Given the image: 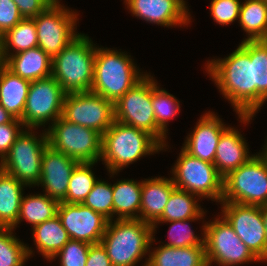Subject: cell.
Listing matches in <instances>:
<instances>
[{
	"instance_id": "cell-24",
	"label": "cell",
	"mask_w": 267,
	"mask_h": 266,
	"mask_svg": "<svg viewBox=\"0 0 267 266\" xmlns=\"http://www.w3.org/2000/svg\"><path fill=\"white\" fill-rule=\"evenodd\" d=\"M148 256L142 266H207L205 246L175 248L160 245Z\"/></svg>"
},
{
	"instance_id": "cell-35",
	"label": "cell",
	"mask_w": 267,
	"mask_h": 266,
	"mask_svg": "<svg viewBox=\"0 0 267 266\" xmlns=\"http://www.w3.org/2000/svg\"><path fill=\"white\" fill-rule=\"evenodd\" d=\"M152 76V107L156 125L166 134L168 122L181 111L179 100L164 89H160Z\"/></svg>"
},
{
	"instance_id": "cell-22",
	"label": "cell",
	"mask_w": 267,
	"mask_h": 266,
	"mask_svg": "<svg viewBox=\"0 0 267 266\" xmlns=\"http://www.w3.org/2000/svg\"><path fill=\"white\" fill-rule=\"evenodd\" d=\"M52 58L40 47H35L4 60V66L15 75L29 81H35L52 76Z\"/></svg>"
},
{
	"instance_id": "cell-40",
	"label": "cell",
	"mask_w": 267,
	"mask_h": 266,
	"mask_svg": "<svg viewBox=\"0 0 267 266\" xmlns=\"http://www.w3.org/2000/svg\"><path fill=\"white\" fill-rule=\"evenodd\" d=\"M20 119H15L11 123L0 124V162L8 154L16 138L25 129Z\"/></svg>"
},
{
	"instance_id": "cell-42",
	"label": "cell",
	"mask_w": 267,
	"mask_h": 266,
	"mask_svg": "<svg viewBox=\"0 0 267 266\" xmlns=\"http://www.w3.org/2000/svg\"><path fill=\"white\" fill-rule=\"evenodd\" d=\"M23 18L33 19L51 3L48 0H13Z\"/></svg>"
},
{
	"instance_id": "cell-30",
	"label": "cell",
	"mask_w": 267,
	"mask_h": 266,
	"mask_svg": "<svg viewBox=\"0 0 267 266\" xmlns=\"http://www.w3.org/2000/svg\"><path fill=\"white\" fill-rule=\"evenodd\" d=\"M239 25L246 32L244 40L267 39V0H245L239 14Z\"/></svg>"
},
{
	"instance_id": "cell-11",
	"label": "cell",
	"mask_w": 267,
	"mask_h": 266,
	"mask_svg": "<svg viewBox=\"0 0 267 266\" xmlns=\"http://www.w3.org/2000/svg\"><path fill=\"white\" fill-rule=\"evenodd\" d=\"M219 217V218H218ZM204 224V245L207 266H237L260 262L221 216Z\"/></svg>"
},
{
	"instance_id": "cell-43",
	"label": "cell",
	"mask_w": 267,
	"mask_h": 266,
	"mask_svg": "<svg viewBox=\"0 0 267 266\" xmlns=\"http://www.w3.org/2000/svg\"><path fill=\"white\" fill-rule=\"evenodd\" d=\"M86 266H112L107 251L101 242L90 245Z\"/></svg>"
},
{
	"instance_id": "cell-21",
	"label": "cell",
	"mask_w": 267,
	"mask_h": 266,
	"mask_svg": "<svg viewBox=\"0 0 267 266\" xmlns=\"http://www.w3.org/2000/svg\"><path fill=\"white\" fill-rule=\"evenodd\" d=\"M175 188L171 177L144 179L141 189L140 220L153 225L162 216L169 196Z\"/></svg>"
},
{
	"instance_id": "cell-44",
	"label": "cell",
	"mask_w": 267,
	"mask_h": 266,
	"mask_svg": "<svg viewBox=\"0 0 267 266\" xmlns=\"http://www.w3.org/2000/svg\"><path fill=\"white\" fill-rule=\"evenodd\" d=\"M16 118L13 117L9 112H7L1 105H0V124L4 123H11Z\"/></svg>"
},
{
	"instance_id": "cell-32",
	"label": "cell",
	"mask_w": 267,
	"mask_h": 266,
	"mask_svg": "<svg viewBox=\"0 0 267 266\" xmlns=\"http://www.w3.org/2000/svg\"><path fill=\"white\" fill-rule=\"evenodd\" d=\"M1 44L4 60L10 55L38 47V36L34 19L23 18L12 29L1 36Z\"/></svg>"
},
{
	"instance_id": "cell-14",
	"label": "cell",
	"mask_w": 267,
	"mask_h": 266,
	"mask_svg": "<svg viewBox=\"0 0 267 266\" xmlns=\"http://www.w3.org/2000/svg\"><path fill=\"white\" fill-rule=\"evenodd\" d=\"M222 204V205H221ZM221 216L262 263L267 261V239L261 206L221 202Z\"/></svg>"
},
{
	"instance_id": "cell-25",
	"label": "cell",
	"mask_w": 267,
	"mask_h": 266,
	"mask_svg": "<svg viewBox=\"0 0 267 266\" xmlns=\"http://www.w3.org/2000/svg\"><path fill=\"white\" fill-rule=\"evenodd\" d=\"M31 81L0 67V105L16 119H21Z\"/></svg>"
},
{
	"instance_id": "cell-2",
	"label": "cell",
	"mask_w": 267,
	"mask_h": 266,
	"mask_svg": "<svg viewBox=\"0 0 267 266\" xmlns=\"http://www.w3.org/2000/svg\"><path fill=\"white\" fill-rule=\"evenodd\" d=\"M162 150V145L148 132L116 120L102 135V155L112 177L143 156Z\"/></svg>"
},
{
	"instance_id": "cell-17",
	"label": "cell",
	"mask_w": 267,
	"mask_h": 266,
	"mask_svg": "<svg viewBox=\"0 0 267 266\" xmlns=\"http://www.w3.org/2000/svg\"><path fill=\"white\" fill-rule=\"evenodd\" d=\"M124 3L132 15L148 23L181 27L191 22L185 0H124Z\"/></svg>"
},
{
	"instance_id": "cell-36",
	"label": "cell",
	"mask_w": 267,
	"mask_h": 266,
	"mask_svg": "<svg viewBox=\"0 0 267 266\" xmlns=\"http://www.w3.org/2000/svg\"><path fill=\"white\" fill-rule=\"evenodd\" d=\"M203 218H191L188 220L180 221H169V222H155L153 227V235L155 234L156 228L160 223H171L169 227L168 238L169 242H166L165 246H171L175 248L190 247V246H205L204 245V224L202 225V235L197 236L191 229L189 222H194Z\"/></svg>"
},
{
	"instance_id": "cell-16",
	"label": "cell",
	"mask_w": 267,
	"mask_h": 266,
	"mask_svg": "<svg viewBox=\"0 0 267 266\" xmlns=\"http://www.w3.org/2000/svg\"><path fill=\"white\" fill-rule=\"evenodd\" d=\"M57 215L70 239L88 244L100 243L108 219L83 204L59 202Z\"/></svg>"
},
{
	"instance_id": "cell-1",
	"label": "cell",
	"mask_w": 267,
	"mask_h": 266,
	"mask_svg": "<svg viewBox=\"0 0 267 266\" xmlns=\"http://www.w3.org/2000/svg\"><path fill=\"white\" fill-rule=\"evenodd\" d=\"M206 71L224 98L230 101L240 122L248 124L253 115V62L238 46L226 58L209 60Z\"/></svg>"
},
{
	"instance_id": "cell-19",
	"label": "cell",
	"mask_w": 267,
	"mask_h": 266,
	"mask_svg": "<svg viewBox=\"0 0 267 266\" xmlns=\"http://www.w3.org/2000/svg\"><path fill=\"white\" fill-rule=\"evenodd\" d=\"M214 113L208 111L201 116L182 146L190 155L210 163H214L219 139L228 127Z\"/></svg>"
},
{
	"instance_id": "cell-48",
	"label": "cell",
	"mask_w": 267,
	"mask_h": 266,
	"mask_svg": "<svg viewBox=\"0 0 267 266\" xmlns=\"http://www.w3.org/2000/svg\"><path fill=\"white\" fill-rule=\"evenodd\" d=\"M51 4H58L60 3L59 0H48Z\"/></svg>"
},
{
	"instance_id": "cell-4",
	"label": "cell",
	"mask_w": 267,
	"mask_h": 266,
	"mask_svg": "<svg viewBox=\"0 0 267 266\" xmlns=\"http://www.w3.org/2000/svg\"><path fill=\"white\" fill-rule=\"evenodd\" d=\"M127 54L96 46L91 92L115 103L147 75L140 72Z\"/></svg>"
},
{
	"instance_id": "cell-46",
	"label": "cell",
	"mask_w": 267,
	"mask_h": 266,
	"mask_svg": "<svg viewBox=\"0 0 267 266\" xmlns=\"http://www.w3.org/2000/svg\"><path fill=\"white\" fill-rule=\"evenodd\" d=\"M266 145H264L262 148L263 150L261 152H259V154L265 159L266 163H267V139H266Z\"/></svg>"
},
{
	"instance_id": "cell-27",
	"label": "cell",
	"mask_w": 267,
	"mask_h": 266,
	"mask_svg": "<svg viewBox=\"0 0 267 266\" xmlns=\"http://www.w3.org/2000/svg\"><path fill=\"white\" fill-rule=\"evenodd\" d=\"M34 244L39 254L50 261L70 240L58 215L32 227Z\"/></svg>"
},
{
	"instance_id": "cell-39",
	"label": "cell",
	"mask_w": 267,
	"mask_h": 266,
	"mask_svg": "<svg viewBox=\"0 0 267 266\" xmlns=\"http://www.w3.org/2000/svg\"><path fill=\"white\" fill-rule=\"evenodd\" d=\"M240 0H212L210 14L219 25H228L239 20Z\"/></svg>"
},
{
	"instance_id": "cell-8",
	"label": "cell",
	"mask_w": 267,
	"mask_h": 266,
	"mask_svg": "<svg viewBox=\"0 0 267 266\" xmlns=\"http://www.w3.org/2000/svg\"><path fill=\"white\" fill-rule=\"evenodd\" d=\"M172 168L171 179L176 188L221 203L224 178L213 163L198 159L182 148Z\"/></svg>"
},
{
	"instance_id": "cell-18",
	"label": "cell",
	"mask_w": 267,
	"mask_h": 266,
	"mask_svg": "<svg viewBox=\"0 0 267 266\" xmlns=\"http://www.w3.org/2000/svg\"><path fill=\"white\" fill-rule=\"evenodd\" d=\"M78 163L77 160L48 145L43 152L40 181L37 186L41 185L48 197L62 202L66 198L69 179Z\"/></svg>"
},
{
	"instance_id": "cell-28",
	"label": "cell",
	"mask_w": 267,
	"mask_h": 266,
	"mask_svg": "<svg viewBox=\"0 0 267 266\" xmlns=\"http://www.w3.org/2000/svg\"><path fill=\"white\" fill-rule=\"evenodd\" d=\"M27 187L0 169V227L13 228L20 212V203Z\"/></svg>"
},
{
	"instance_id": "cell-6",
	"label": "cell",
	"mask_w": 267,
	"mask_h": 266,
	"mask_svg": "<svg viewBox=\"0 0 267 266\" xmlns=\"http://www.w3.org/2000/svg\"><path fill=\"white\" fill-rule=\"evenodd\" d=\"M34 130L25 128L0 162L2 171L15 177L27 187L37 186L39 183L43 152L48 146L46 128L40 136L34 134Z\"/></svg>"
},
{
	"instance_id": "cell-13",
	"label": "cell",
	"mask_w": 267,
	"mask_h": 266,
	"mask_svg": "<svg viewBox=\"0 0 267 266\" xmlns=\"http://www.w3.org/2000/svg\"><path fill=\"white\" fill-rule=\"evenodd\" d=\"M70 10L60 3L51 4L33 18L38 47L52 59L79 35L76 33L79 14Z\"/></svg>"
},
{
	"instance_id": "cell-45",
	"label": "cell",
	"mask_w": 267,
	"mask_h": 266,
	"mask_svg": "<svg viewBox=\"0 0 267 266\" xmlns=\"http://www.w3.org/2000/svg\"><path fill=\"white\" fill-rule=\"evenodd\" d=\"M261 215L264 222V227L266 229V239H267V204L261 206Z\"/></svg>"
},
{
	"instance_id": "cell-37",
	"label": "cell",
	"mask_w": 267,
	"mask_h": 266,
	"mask_svg": "<svg viewBox=\"0 0 267 266\" xmlns=\"http://www.w3.org/2000/svg\"><path fill=\"white\" fill-rule=\"evenodd\" d=\"M82 204L102 214L108 220H113L112 184L98 179Z\"/></svg>"
},
{
	"instance_id": "cell-12",
	"label": "cell",
	"mask_w": 267,
	"mask_h": 266,
	"mask_svg": "<svg viewBox=\"0 0 267 266\" xmlns=\"http://www.w3.org/2000/svg\"><path fill=\"white\" fill-rule=\"evenodd\" d=\"M66 92L53 76L31 81L23 116L25 128L52 125L62 116Z\"/></svg>"
},
{
	"instance_id": "cell-7",
	"label": "cell",
	"mask_w": 267,
	"mask_h": 266,
	"mask_svg": "<svg viewBox=\"0 0 267 266\" xmlns=\"http://www.w3.org/2000/svg\"><path fill=\"white\" fill-rule=\"evenodd\" d=\"M114 119L144 130L167 148L165 134L157 125L152 107V76L147 75L114 103Z\"/></svg>"
},
{
	"instance_id": "cell-3",
	"label": "cell",
	"mask_w": 267,
	"mask_h": 266,
	"mask_svg": "<svg viewBox=\"0 0 267 266\" xmlns=\"http://www.w3.org/2000/svg\"><path fill=\"white\" fill-rule=\"evenodd\" d=\"M154 236L152 225L140 219H113L108 221L101 243L112 266H136L149 255Z\"/></svg>"
},
{
	"instance_id": "cell-38",
	"label": "cell",
	"mask_w": 267,
	"mask_h": 266,
	"mask_svg": "<svg viewBox=\"0 0 267 266\" xmlns=\"http://www.w3.org/2000/svg\"><path fill=\"white\" fill-rule=\"evenodd\" d=\"M90 245L70 239L51 260L59 257L60 266H86Z\"/></svg>"
},
{
	"instance_id": "cell-20",
	"label": "cell",
	"mask_w": 267,
	"mask_h": 266,
	"mask_svg": "<svg viewBox=\"0 0 267 266\" xmlns=\"http://www.w3.org/2000/svg\"><path fill=\"white\" fill-rule=\"evenodd\" d=\"M249 153L247 142L242 134L238 129L228 126L219 139L213 164L224 178L253 157Z\"/></svg>"
},
{
	"instance_id": "cell-29",
	"label": "cell",
	"mask_w": 267,
	"mask_h": 266,
	"mask_svg": "<svg viewBox=\"0 0 267 266\" xmlns=\"http://www.w3.org/2000/svg\"><path fill=\"white\" fill-rule=\"evenodd\" d=\"M200 199L198 195L175 188L169 196L162 216L156 222L203 218L207 211H204L200 204L198 205Z\"/></svg>"
},
{
	"instance_id": "cell-33",
	"label": "cell",
	"mask_w": 267,
	"mask_h": 266,
	"mask_svg": "<svg viewBox=\"0 0 267 266\" xmlns=\"http://www.w3.org/2000/svg\"><path fill=\"white\" fill-rule=\"evenodd\" d=\"M96 163H78L69 179L66 198L62 202L82 204L97 182L92 168Z\"/></svg>"
},
{
	"instance_id": "cell-10",
	"label": "cell",
	"mask_w": 267,
	"mask_h": 266,
	"mask_svg": "<svg viewBox=\"0 0 267 266\" xmlns=\"http://www.w3.org/2000/svg\"><path fill=\"white\" fill-rule=\"evenodd\" d=\"M48 145L79 163L101 160L102 135L90 128L74 124L62 116L46 129Z\"/></svg>"
},
{
	"instance_id": "cell-5",
	"label": "cell",
	"mask_w": 267,
	"mask_h": 266,
	"mask_svg": "<svg viewBox=\"0 0 267 266\" xmlns=\"http://www.w3.org/2000/svg\"><path fill=\"white\" fill-rule=\"evenodd\" d=\"M96 44L79 34L52 60V76L66 93L88 92L94 76Z\"/></svg>"
},
{
	"instance_id": "cell-31",
	"label": "cell",
	"mask_w": 267,
	"mask_h": 266,
	"mask_svg": "<svg viewBox=\"0 0 267 266\" xmlns=\"http://www.w3.org/2000/svg\"><path fill=\"white\" fill-rule=\"evenodd\" d=\"M58 205L57 200L48 197L45 193L22 195L19 216L13 229H16L23 220L34 227L53 218L57 215Z\"/></svg>"
},
{
	"instance_id": "cell-34",
	"label": "cell",
	"mask_w": 267,
	"mask_h": 266,
	"mask_svg": "<svg viewBox=\"0 0 267 266\" xmlns=\"http://www.w3.org/2000/svg\"><path fill=\"white\" fill-rule=\"evenodd\" d=\"M12 231L15 230L0 227V266H24L33 255L32 248L16 238Z\"/></svg>"
},
{
	"instance_id": "cell-15",
	"label": "cell",
	"mask_w": 267,
	"mask_h": 266,
	"mask_svg": "<svg viewBox=\"0 0 267 266\" xmlns=\"http://www.w3.org/2000/svg\"><path fill=\"white\" fill-rule=\"evenodd\" d=\"M62 117L103 135L115 120L114 103L91 91L66 93Z\"/></svg>"
},
{
	"instance_id": "cell-23",
	"label": "cell",
	"mask_w": 267,
	"mask_h": 266,
	"mask_svg": "<svg viewBox=\"0 0 267 266\" xmlns=\"http://www.w3.org/2000/svg\"><path fill=\"white\" fill-rule=\"evenodd\" d=\"M253 62V115L267 101V41L244 40L239 45Z\"/></svg>"
},
{
	"instance_id": "cell-26",
	"label": "cell",
	"mask_w": 267,
	"mask_h": 266,
	"mask_svg": "<svg viewBox=\"0 0 267 266\" xmlns=\"http://www.w3.org/2000/svg\"><path fill=\"white\" fill-rule=\"evenodd\" d=\"M142 182L124 179L112 184L114 219H140Z\"/></svg>"
},
{
	"instance_id": "cell-41",
	"label": "cell",
	"mask_w": 267,
	"mask_h": 266,
	"mask_svg": "<svg viewBox=\"0 0 267 266\" xmlns=\"http://www.w3.org/2000/svg\"><path fill=\"white\" fill-rule=\"evenodd\" d=\"M23 17L13 0H0V36L18 24Z\"/></svg>"
},
{
	"instance_id": "cell-9",
	"label": "cell",
	"mask_w": 267,
	"mask_h": 266,
	"mask_svg": "<svg viewBox=\"0 0 267 266\" xmlns=\"http://www.w3.org/2000/svg\"><path fill=\"white\" fill-rule=\"evenodd\" d=\"M221 202L267 204V163L259 153L224 177Z\"/></svg>"
},
{
	"instance_id": "cell-47",
	"label": "cell",
	"mask_w": 267,
	"mask_h": 266,
	"mask_svg": "<svg viewBox=\"0 0 267 266\" xmlns=\"http://www.w3.org/2000/svg\"><path fill=\"white\" fill-rule=\"evenodd\" d=\"M4 65V59L2 56V44H1V36H0V67Z\"/></svg>"
}]
</instances>
